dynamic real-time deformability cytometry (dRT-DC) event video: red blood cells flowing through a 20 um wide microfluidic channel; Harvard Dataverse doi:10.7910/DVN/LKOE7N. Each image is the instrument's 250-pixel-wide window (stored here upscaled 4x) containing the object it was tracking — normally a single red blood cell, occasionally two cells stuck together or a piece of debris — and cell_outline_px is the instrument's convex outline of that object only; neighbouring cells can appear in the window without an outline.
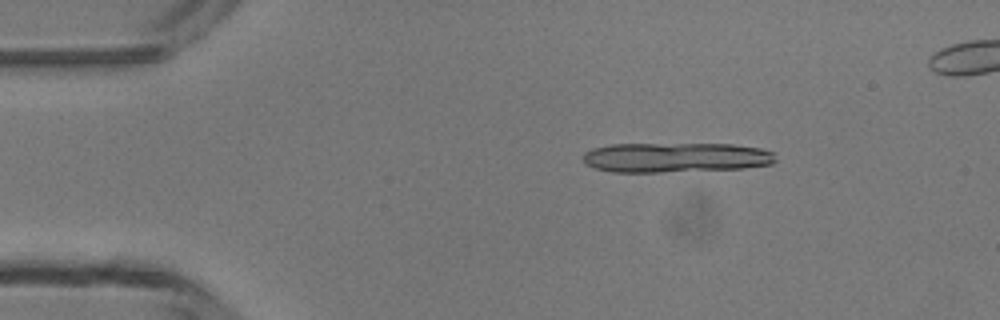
{"species": "common noctule bat (a hibernating species)", "species_latin": "Nyctalus noctula", "temperature_condition": "room temperature", "stored_images_in_passage": 4, "camera_frame_rate_fps": 3000, "um_per_image_px": 0.085, "animal": {"sex": "male", "body_mass_g": 13.3}, "frame": {"image": 1, "passage_image": 2, "time_ms": 1.0, "image_size_px": [1000, 320], "cell_outline_px": [[776, 160], [772, 164], [744, 168], [660, 172], [612, 172], [596, 168], [584, 164], [584, 152], [592, 148], [612, 144], [732, 144], [760, 148], [772, 152]], "centroid_in_image_um": [57.41, 13.38], "position_along_channel_um": 27.6, "area_um2": 33.47}}